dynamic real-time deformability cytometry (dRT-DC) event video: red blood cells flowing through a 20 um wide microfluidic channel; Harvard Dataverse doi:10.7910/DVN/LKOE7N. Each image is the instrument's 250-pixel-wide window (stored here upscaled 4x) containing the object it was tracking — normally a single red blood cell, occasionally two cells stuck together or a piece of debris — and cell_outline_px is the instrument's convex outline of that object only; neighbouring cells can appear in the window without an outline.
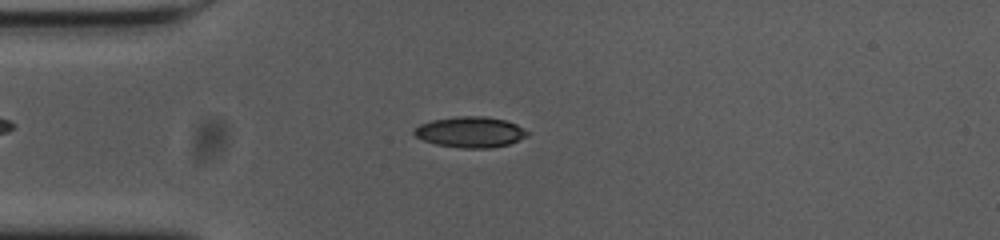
{"species": "common noctule bat (a hibernating species)", "species_latin": "Nyctalus noctula", "temperature_condition": "cold", "stored_images_in_passage": 47, "camera_frame_rate_fps": 3000, "um_per_image_px": 0.085, "animal": {"sex": "female", "body_mass_g": 23.0, "forearm_length_mm": 53.4}, "frame": {"image": 1, "passage_image": 6, "time_ms": 1.667, "image_size_px": [1000, 240], "cell_outline_px": [[528, 136], [508, 144], [492, 148], [460, 148], [436, 144], [424, 140], [416, 136], [412, 132], [412, 128], [420, 124], [432, 120], [456, 116], [484, 116], [504, 120], [516, 124], [528, 132]], "centroid_in_image_um": [39.94, 11.22], "position_along_channel_um": 45.1, "area_um2": 20.29}}
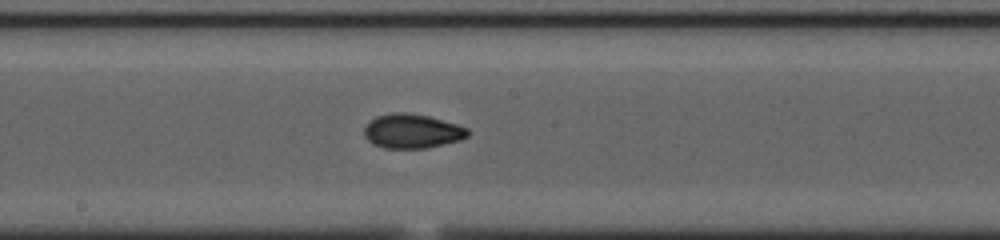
{"frame": {"image": 2, "passage_image": 21, "time_ms": 6.667, "image_size_px": [1000, 240], "cell_outline_px": [[468, 136], [460, 140], [428, 148], [384, 148], [372, 144], [364, 136], [364, 128], [376, 116], [392, 112], [404, 112], [428, 116], [456, 124], [468, 128]], "centroid_in_image_um": [35.01, 11.15], "position_along_channel_um": 213.2, "area_um2": 20.63}}
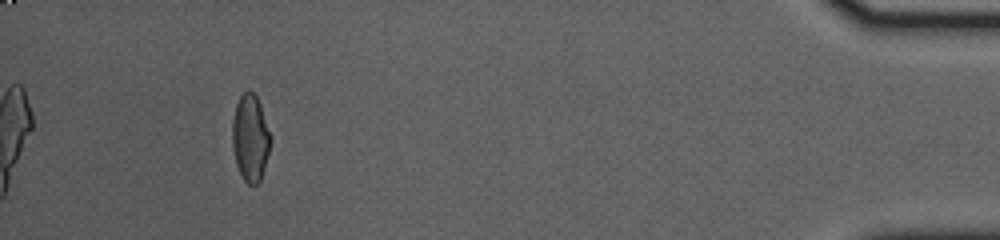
{"frame": {"image": 3, "passage_image": 43, "time_ms": 14.0, "image_size_px": [1000, 240], "cell_outline_px": [[272, 140], [260, 180], [256, 184], [248, 184], [244, 180], [236, 164], [232, 144], [232, 120], [236, 104], [240, 96], [248, 88], [256, 96], [260, 104], [272, 136]], "centroid_in_image_um": [21.28, 11.69], "position_along_channel_um": 413.9, "area_um2": 19.36}, "authors_computed_cell_mechanics": {"area_um2": 19.8832, "velocity_mm_per_s": 3.6799, "shape_relaxation_time_tau1_ms": null, "shape_relaxation_time_tau2_ms": 2.2377, "deformation_change_tau1": null, "deformation_change_tau2": 0.0487}}